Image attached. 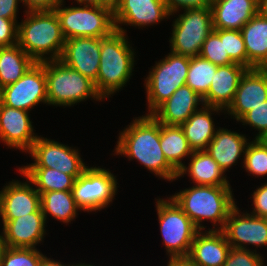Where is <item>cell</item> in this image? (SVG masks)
I'll return each instance as SVG.
<instances>
[{"label": "cell", "mask_w": 267, "mask_h": 266, "mask_svg": "<svg viewBox=\"0 0 267 266\" xmlns=\"http://www.w3.org/2000/svg\"><path fill=\"white\" fill-rule=\"evenodd\" d=\"M254 252L231 248L223 266H264V258L256 250Z\"/></svg>", "instance_id": "74e56055"}, {"label": "cell", "mask_w": 267, "mask_h": 266, "mask_svg": "<svg viewBox=\"0 0 267 266\" xmlns=\"http://www.w3.org/2000/svg\"><path fill=\"white\" fill-rule=\"evenodd\" d=\"M167 266H197L188 257L170 258Z\"/></svg>", "instance_id": "ee69618b"}, {"label": "cell", "mask_w": 267, "mask_h": 266, "mask_svg": "<svg viewBox=\"0 0 267 266\" xmlns=\"http://www.w3.org/2000/svg\"><path fill=\"white\" fill-rule=\"evenodd\" d=\"M40 193L51 191H72L76 178L52 168H19Z\"/></svg>", "instance_id": "f546056e"}, {"label": "cell", "mask_w": 267, "mask_h": 266, "mask_svg": "<svg viewBox=\"0 0 267 266\" xmlns=\"http://www.w3.org/2000/svg\"><path fill=\"white\" fill-rule=\"evenodd\" d=\"M28 113L0 103V139L6 146L27 153L39 137L34 135Z\"/></svg>", "instance_id": "2e32d148"}, {"label": "cell", "mask_w": 267, "mask_h": 266, "mask_svg": "<svg viewBox=\"0 0 267 266\" xmlns=\"http://www.w3.org/2000/svg\"><path fill=\"white\" fill-rule=\"evenodd\" d=\"M213 0H164L169 13L172 15L180 8L186 9H200L210 8Z\"/></svg>", "instance_id": "ab89813d"}, {"label": "cell", "mask_w": 267, "mask_h": 266, "mask_svg": "<svg viewBox=\"0 0 267 266\" xmlns=\"http://www.w3.org/2000/svg\"><path fill=\"white\" fill-rule=\"evenodd\" d=\"M89 264H85V263H77L76 265H68V266H88ZM38 266H67L66 264H62L60 261L57 262L51 258H47L46 255L42 258V260L40 261V263L38 264Z\"/></svg>", "instance_id": "f6af8a7d"}, {"label": "cell", "mask_w": 267, "mask_h": 266, "mask_svg": "<svg viewBox=\"0 0 267 266\" xmlns=\"http://www.w3.org/2000/svg\"><path fill=\"white\" fill-rule=\"evenodd\" d=\"M156 203L160 231L169 258L187 257L200 230L172 198L168 201L159 198Z\"/></svg>", "instance_id": "ba28073f"}, {"label": "cell", "mask_w": 267, "mask_h": 266, "mask_svg": "<svg viewBox=\"0 0 267 266\" xmlns=\"http://www.w3.org/2000/svg\"><path fill=\"white\" fill-rule=\"evenodd\" d=\"M117 184L110 171L96 166L87 167L84 173L76 178L72 194L81 210H101L112 202L117 192Z\"/></svg>", "instance_id": "30bf717a"}, {"label": "cell", "mask_w": 267, "mask_h": 266, "mask_svg": "<svg viewBox=\"0 0 267 266\" xmlns=\"http://www.w3.org/2000/svg\"><path fill=\"white\" fill-rule=\"evenodd\" d=\"M40 207L47 218L50 214L53 218L64 223H69L76 217L80 209L75 202L72 191H51L43 192L40 195Z\"/></svg>", "instance_id": "4dcf8cb0"}, {"label": "cell", "mask_w": 267, "mask_h": 266, "mask_svg": "<svg viewBox=\"0 0 267 266\" xmlns=\"http://www.w3.org/2000/svg\"><path fill=\"white\" fill-rule=\"evenodd\" d=\"M214 29L241 30L258 13V0H213Z\"/></svg>", "instance_id": "603a6c76"}, {"label": "cell", "mask_w": 267, "mask_h": 266, "mask_svg": "<svg viewBox=\"0 0 267 266\" xmlns=\"http://www.w3.org/2000/svg\"><path fill=\"white\" fill-rule=\"evenodd\" d=\"M190 157L188 167L183 166L178 171V177L188 172L195 185L230 186L226 176L223 175L224 171L206 150L193 151Z\"/></svg>", "instance_id": "484cf974"}, {"label": "cell", "mask_w": 267, "mask_h": 266, "mask_svg": "<svg viewBox=\"0 0 267 266\" xmlns=\"http://www.w3.org/2000/svg\"><path fill=\"white\" fill-rule=\"evenodd\" d=\"M3 248V239H2V235L0 234V252Z\"/></svg>", "instance_id": "681fc988"}, {"label": "cell", "mask_w": 267, "mask_h": 266, "mask_svg": "<svg viewBox=\"0 0 267 266\" xmlns=\"http://www.w3.org/2000/svg\"><path fill=\"white\" fill-rule=\"evenodd\" d=\"M122 0H97V6L110 9L113 13L120 6Z\"/></svg>", "instance_id": "bcb514c9"}, {"label": "cell", "mask_w": 267, "mask_h": 266, "mask_svg": "<svg viewBox=\"0 0 267 266\" xmlns=\"http://www.w3.org/2000/svg\"><path fill=\"white\" fill-rule=\"evenodd\" d=\"M3 222V246L35 248L45 235L46 220L41 208L34 213Z\"/></svg>", "instance_id": "e0dca14e"}, {"label": "cell", "mask_w": 267, "mask_h": 266, "mask_svg": "<svg viewBox=\"0 0 267 266\" xmlns=\"http://www.w3.org/2000/svg\"><path fill=\"white\" fill-rule=\"evenodd\" d=\"M18 44L17 20L0 17V47H10Z\"/></svg>", "instance_id": "f35d334b"}, {"label": "cell", "mask_w": 267, "mask_h": 266, "mask_svg": "<svg viewBox=\"0 0 267 266\" xmlns=\"http://www.w3.org/2000/svg\"><path fill=\"white\" fill-rule=\"evenodd\" d=\"M28 152L35 162L21 168H52L78 178L88 167L77 149L44 137H38Z\"/></svg>", "instance_id": "8fae6325"}, {"label": "cell", "mask_w": 267, "mask_h": 266, "mask_svg": "<svg viewBox=\"0 0 267 266\" xmlns=\"http://www.w3.org/2000/svg\"><path fill=\"white\" fill-rule=\"evenodd\" d=\"M239 121L259 131L255 139H267V101L253 107Z\"/></svg>", "instance_id": "8d00e7d4"}, {"label": "cell", "mask_w": 267, "mask_h": 266, "mask_svg": "<svg viewBox=\"0 0 267 266\" xmlns=\"http://www.w3.org/2000/svg\"><path fill=\"white\" fill-rule=\"evenodd\" d=\"M258 13L267 19V0H258Z\"/></svg>", "instance_id": "7dc6e473"}, {"label": "cell", "mask_w": 267, "mask_h": 266, "mask_svg": "<svg viewBox=\"0 0 267 266\" xmlns=\"http://www.w3.org/2000/svg\"><path fill=\"white\" fill-rule=\"evenodd\" d=\"M171 198L192 220L201 231L202 221L210 220L213 226H220L210 230H222L231 210L236 206L231 186L195 185L175 193Z\"/></svg>", "instance_id": "3957f363"}, {"label": "cell", "mask_w": 267, "mask_h": 266, "mask_svg": "<svg viewBox=\"0 0 267 266\" xmlns=\"http://www.w3.org/2000/svg\"><path fill=\"white\" fill-rule=\"evenodd\" d=\"M19 1L21 0H0V17L16 20Z\"/></svg>", "instance_id": "b9f144b4"}, {"label": "cell", "mask_w": 267, "mask_h": 266, "mask_svg": "<svg viewBox=\"0 0 267 266\" xmlns=\"http://www.w3.org/2000/svg\"><path fill=\"white\" fill-rule=\"evenodd\" d=\"M211 63L222 66L233 64L224 47V29H214L203 43L199 54Z\"/></svg>", "instance_id": "836d02e7"}, {"label": "cell", "mask_w": 267, "mask_h": 266, "mask_svg": "<svg viewBox=\"0 0 267 266\" xmlns=\"http://www.w3.org/2000/svg\"><path fill=\"white\" fill-rule=\"evenodd\" d=\"M224 47L229 58L247 68V52L240 30L224 29Z\"/></svg>", "instance_id": "d590c367"}, {"label": "cell", "mask_w": 267, "mask_h": 266, "mask_svg": "<svg viewBox=\"0 0 267 266\" xmlns=\"http://www.w3.org/2000/svg\"><path fill=\"white\" fill-rule=\"evenodd\" d=\"M63 0H24L22 3L28 11L32 10H54Z\"/></svg>", "instance_id": "7bdbcfd3"}, {"label": "cell", "mask_w": 267, "mask_h": 266, "mask_svg": "<svg viewBox=\"0 0 267 266\" xmlns=\"http://www.w3.org/2000/svg\"><path fill=\"white\" fill-rule=\"evenodd\" d=\"M247 68H267V19L257 13L242 28Z\"/></svg>", "instance_id": "d4e9b609"}, {"label": "cell", "mask_w": 267, "mask_h": 266, "mask_svg": "<svg viewBox=\"0 0 267 266\" xmlns=\"http://www.w3.org/2000/svg\"><path fill=\"white\" fill-rule=\"evenodd\" d=\"M189 64L190 57L173 52L156 62L145 79L149 115L186 84Z\"/></svg>", "instance_id": "52a82bcc"}, {"label": "cell", "mask_w": 267, "mask_h": 266, "mask_svg": "<svg viewBox=\"0 0 267 266\" xmlns=\"http://www.w3.org/2000/svg\"><path fill=\"white\" fill-rule=\"evenodd\" d=\"M247 140L243 134L219 128L208 144L206 151L226 172L245 153L249 143Z\"/></svg>", "instance_id": "cb8c5ba5"}, {"label": "cell", "mask_w": 267, "mask_h": 266, "mask_svg": "<svg viewBox=\"0 0 267 266\" xmlns=\"http://www.w3.org/2000/svg\"><path fill=\"white\" fill-rule=\"evenodd\" d=\"M35 63L18 44L0 47V89L16 82Z\"/></svg>", "instance_id": "83f0119b"}, {"label": "cell", "mask_w": 267, "mask_h": 266, "mask_svg": "<svg viewBox=\"0 0 267 266\" xmlns=\"http://www.w3.org/2000/svg\"><path fill=\"white\" fill-rule=\"evenodd\" d=\"M247 69L238 63L218 66L209 91L202 98L203 105L226 110L232 103L240 79Z\"/></svg>", "instance_id": "ffe728a7"}, {"label": "cell", "mask_w": 267, "mask_h": 266, "mask_svg": "<svg viewBox=\"0 0 267 266\" xmlns=\"http://www.w3.org/2000/svg\"><path fill=\"white\" fill-rule=\"evenodd\" d=\"M100 53V38L75 37L65 40L59 60L95 83L100 66Z\"/></svg>", "instance_id": "9a60e30c"}, {"label": "cell", "mask_w": 267, "mask_h": 266, "mask_svg": "<svg viewBox=\"0 0 267 266\" xmlns=\"http://www.w3.org/2000/svg\"><path fill=\"white\" fill-rule=\"evenodd\" d=\"M119 134L116 155L136 159L150 172L168 181L178 178V171L166 160L160 145V122L152 115L138 117Z\"/></svg>", "instance_id": "6da1fadb"}, {"label": "cell", "mask_w": 267, "mask_h": 266, "mask_svg": "<svg viewBox=\"0 0 267 266\" xmlns=\"http://www.w3.org/2000/svg\"><path fill=\"white\" fill-rule=\"evenodd\" d=\"M267 101V68L247 69L240 79L232 103L225 110L239 120L253 107Z\"/></svg>", "instance_id": "5bb4252c"}, {"label": "cell", "mask_w": 267, "mask_h": 266, "mask_svg": "<svg viewBox=\"0 0 267 266\" xmlns=\"http://www.w3.org/2000/svg\"><path fill=\"white\" fill-rule=\"evenodd\" d=\"M76 1L77 3L80 4V6H82L81 4L97 6V0H76Z\"/></svg>", "instance_id": "c3c4849f"}, {"label": "cell", "mask_w": 267, "mask_h": 266, "mask_svg": "<svg viewBox=\"0 0 267 266\" xmlns=\"http://www.w3.org/2000/svg\"><path fill=\"white\" fill-rule=\"evenodd\" d=\"M213 30L211 8L184 10L173 22L171 52L190 58L198 56Z\"/></svg>", "instance_id": "9c48e42d"}, {"label": "cell", "mask_w": 267, "mask_h": 266, "mask_svg": "<svg viewBox=\"0 0 267 266\" xmlns=\"http://www.w3.org/2000/svg\"><path fill=\"white\" fill-rule=\"evenodd\" d=\"M223 109L203 105L200 110L194 112L185 123L181 125L190 148L193 151L206 150L208 144L215 136V124L211 112ZM211 111V112H210Z\"/></svg>", "instance_id": "4316f807"}, {"label": "cell", "mask_w": 267, "mask_h": 266, "mask_svg": "<svg viewBox=\"0 0 267 266\" xmlns=\"http://www.w3.org/2000/svg\"><path fill=\"white\" fill-rule=\"evenodd\" d=\"M12 181L0 191L2 221H10L37 212L41 208L40 193L31 186V182Z\"/></svg>", "instance_id": "ac0fdd59"}, {"label": "cell", "mask_w": 267, "mask_h": 266, "mask_svg": "<svg viewBox=\"0 0 267 266\" xmlns=\"http://www.w3.org/2000/svg\"><path fill=\"white\" fill-rule=\"evenodd\" d=\"M25 11L27 18L18 24V45L37 63L60 59L65 38L56 12Z\"/></svg>", "instance_id": "7a4b0ae2"}, {"label": "cell", "mask_w": 267, "mask_h": 266, "mask_svg": "<svg viewBox=\"0 0 267 266\" xmlns=\"http://www.w3.org/2000/svg\"><path fill=\"white\" fill-rule=\"evenodd\" d=\"M245 170L252 175H267V140L254 139L248 143L244 153Z\"/></svg>", "instance_id": "d6a6232c"}, {"label": "cell", "mask_w": 267, "mask_h": 266, "mask_svg": "<svg viewBox=\"0 0 267 266\" xmlns=\"http://www.w3.org/2000/svg\"><path fill=\"white\" fill-rule=\"evenodd\" d=\"M61 1L55 8L63 37L104 38L115 30L114 13L103 6L83 5V7H65Z\"/></svg>", "instance_id": "8992f818"}, {"label": "cell", "mask_w": 267, "mask_h": 266, "mask_svg": "<svg viewBox=\"0 0 267 266\" xmlns=\"http://www.w3.org/2000/svg\"><path fill=\"white\" fill-rule=\"evenodd\" d=\"M252 197L254 210L251 214L267 218V183L257 188Z\"/></svg>", "instance_id": "60d3db41"}, {"label": "cell", "mask_w": 267, "mask_h": 266, "mask_svg": "<svg viewBox=\"0 0 267 266\" xmlns=\"http://www.w3.org/2000/svg\"><path fill=\"white\" fill-rule=\"evenodd\" d=\"M237 205L231 210L221 230L231 248L245 249L247 244L257 247L267 246V218L244 213L240 214Z\"/></svg>", "instance_id": "4fadbf2b"}, {"label": "cell", "mask_w": 267, "mask_h": 266, "mask_svg": "<svg viewBox=\"0 0 267 266\" xmlns=\"http://www.w3.org/2000/svg\"><path fill=\"white\" fill-rule=\"evenodd\" d=\"M170 15L164 0H122L114 12L115 29H120V24L153 25Z\"/></svg>", "instance_id": "d6986e66"}, {"label": "cell", "mask_w": 267, "mask_h": 266, "mask_svg": "<svg viewBox=\"0 0 267 266\" xmlns=\"http://www.w3.org/2000/svg\"><path fill=\"white\" fill-rule=\"evenodd\" d=\"M40 102L48 104L44 62H36L16 82L1 88L3 105L29 111Z\"/></svg>", "instance_id": "7c38bea8"}, {"label": "cell", "mask_w": 267, "mask_h": 266, "mask_svg": "<svg viewBox=\"0 0 267 266\" xmlns=\"http://www.w3.org/2000/svg\"><path fill=\"white\" fill-rule=\"evenodd\" d=\"M217 67L200 55L191 57L186 85L203 98L209 91Z\"/></svg>", "instance_id": "1f68e13d"}, {"label": "cell", "mask_w": 267, "mask_h": 266, "mask_svg": "<svg viewBox=\"0 0 267 266\" xmlns=\"http://www.w3.org/2000/svg\"><path fill=\"white\" fill-rule=\"evenodd\" d=\"M231 245L221 230L199 231L192 244L188 258L197 266H223Z\"/></svg>", "instance_id": "44dd1931"}, {"label": "cell", "mask_w": 267, "mask_h": 266, "mask_svg": "<svg viewBox=\"0 0 267 266\" xmlns=\"http://www.w3.org/2000/svg\"><path fill=\"white\" fill-rule=\"evenodd\" d=\"M160 145L166 160L177 171L185 166L183 158L193 153L181 126L160 123Z\"/></svg>", "instance_id": "f1b7e54d"}, {"label": "cell", "mask_w": 267, "mask_h": 266, "mask_svg": "<svg viewBox=\"0 0 267 266\" xmlns=\"http://www.w3.org/2000/svg\"><path fill=\"white\" fill-rule=\"evenodd\" d=\"M44 256L34 248L3 246L0 252V266H38Z\"/></svg>", "instance_id": "e575fe53"}, {"label": "cell", "mask_w": 267, "mask_h": 266, "mask_svg": "<svg viewBox=\"0 0 267 266\" xmlns=\"http://www.w3.org/2000/svg\"><path fill=\"white\" fill-rule=\"evenodd\" d=\"M44 69L49 105L72 106L91 97L103 99L93 81L59 59L44 61Z\"/></svg>", "instance_id": "5b68a950"}, {"label": "cell", "mask_w": 267, "mask_h": 266, "mask_svg": "<svg viewBox=\"0 0 267 266\" xmlns=\"http://www.w3.org/2000/svg\"><path fill=\"white\" fill-rule=\"evenodd\" d=\"M199 102L203 105L202 97L185 84L176 89L151 115L161 124L181 126L199 110Z\"/></svg>", "instance_id": "7402d4cb"}, {"label": "cell", "mask_w": 267, "mask_h": 266, "mask_svg": "<svg viewBox=\"0 0 267 266\" xmlns=\"http://www.w3.org/2000/svg\"><path fill=\"white\" fill-rule=\"evenodd\" d=\"M125 33L121 27L100 38V66L94 85L103 99L123 88L132 75L135 53Z\"/></svg>", "instance_id": "277c9868"}]
</instances>
